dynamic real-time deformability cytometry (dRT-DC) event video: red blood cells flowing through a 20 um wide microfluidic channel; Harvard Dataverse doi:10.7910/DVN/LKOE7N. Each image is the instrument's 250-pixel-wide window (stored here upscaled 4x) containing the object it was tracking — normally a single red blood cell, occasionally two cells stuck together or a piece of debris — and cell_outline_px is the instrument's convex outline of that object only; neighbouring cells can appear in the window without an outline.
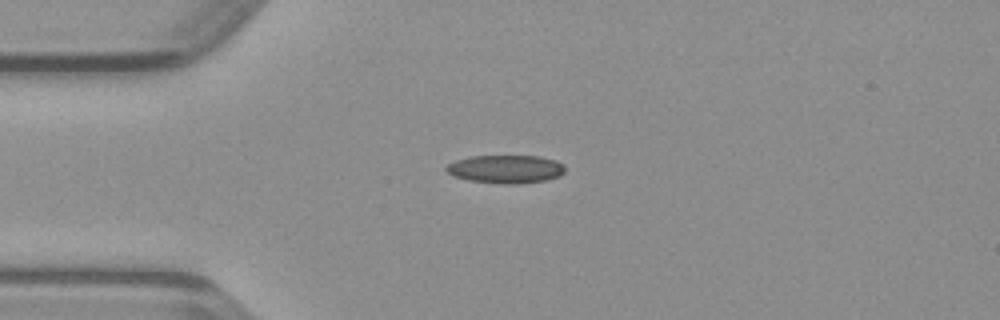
{"species": "common noctule bat (a hibernating species)", "species_latin": "Nyctalus noctula", "temperature_condition": "warm", "stored_images_in_passage": 37, "camera_frame_rate_fps": 3000, "um_per_image_px": 0.085, "animal": {"sex": "male", "body_mass_g": 23.1, "forearm_length_mm": 52.7}, "frame": {"image": 1, "passage_image": 1, "time_ms": 0.0, "image_size_px": [1000, 320], "cell_outline_px": [[564, 172], [560, 176], [544, 180], [520, 184], [500, 184], [468, 180], [452, 176], [444, 168], [448, 164], [456, 160], [472, 156], [540, 156], [556, 160], [564, 164]], "centroid_in_image_um": [42.99, 14.38], "position_along_channel_um": 42.0, "area_um2": 19.65}}
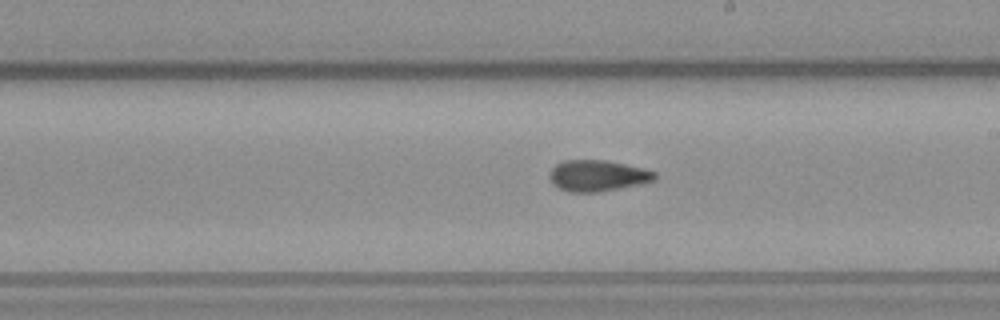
{"frame": {"image": 2, "passage_image": 16, "time_ms": 5.0, "image_size_px": [1000, 320], "cell_outline_px": [[656, 180], [640, 184], [600, 192], [568, 192], [552, 184], [548, 176], [552, 168], [556, 164], [564, 160], [604, 160], [644, 168], [656, 172]], "centroid_in_image_um": [50.78, 14.94], "position_along_channel_um": 238.2, "area_um2": 19.19}}
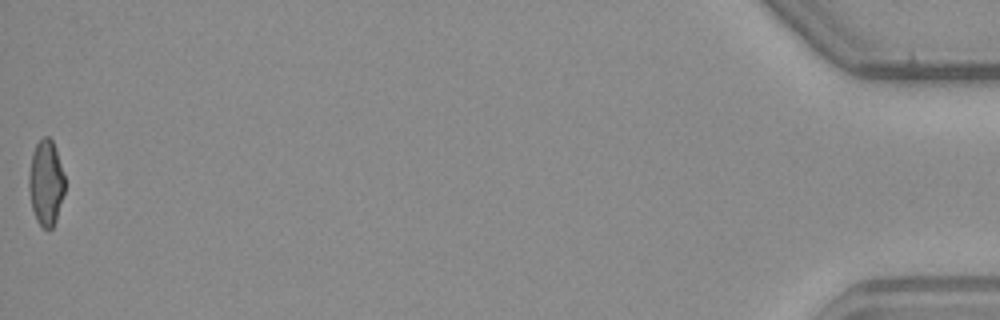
{"frame": {"image": 3, "passage_image": 37, "time_ms": 12.0, "image_size_px": [1000, 320], "cell_outline_px": [[64, 192], [56, 220], [52, 228], [48, 232], [36, 220], [32, 208], [28, 188], [28, 176], [32, 152], [36, 144], [44, 136], [48, 136], [52, 140], [64, 176]], "centroid_in_image_um": [3.88, 15.56], "position_along_channel_um": 431.3, "area_um2": 17.8}}